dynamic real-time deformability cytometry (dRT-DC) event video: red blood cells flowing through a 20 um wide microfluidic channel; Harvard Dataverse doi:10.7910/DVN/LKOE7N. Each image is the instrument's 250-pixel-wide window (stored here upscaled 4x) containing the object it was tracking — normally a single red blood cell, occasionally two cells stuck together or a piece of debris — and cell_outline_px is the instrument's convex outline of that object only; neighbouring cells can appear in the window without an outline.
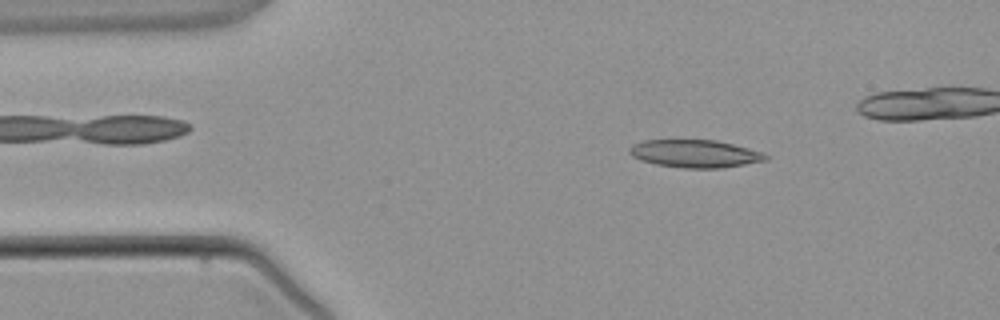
{"species": "common noctule bat (a hibernating species)", "species_latin": "Nyctalus noctula", "temperature_condition": "warm", "stored_images_in_passage": 3, "camera_frame_rate_fps": 3000, "um_per_image_px": 0.085, "animal": {"sex": "male", "body_mass_g": 21.5, "forearm_length_mm": 52.0}, "frame": {"image": 1, "passage_image": 1, "time_ms": 0.0, "image_size_px": [1000, 320], "cell_outline_px": [[768, 160], [720, 168], [684, 168], [656, 164], [640, 160], [632, 156], [628, 152], [628, 148], [632, 144], [644, 140], [716, 140], [764, 152], [768, 156]], "centroid_in_image_um": [59.05, 13.06], "position_along_channel_um": 25.9, "area_um2": 22.02}}